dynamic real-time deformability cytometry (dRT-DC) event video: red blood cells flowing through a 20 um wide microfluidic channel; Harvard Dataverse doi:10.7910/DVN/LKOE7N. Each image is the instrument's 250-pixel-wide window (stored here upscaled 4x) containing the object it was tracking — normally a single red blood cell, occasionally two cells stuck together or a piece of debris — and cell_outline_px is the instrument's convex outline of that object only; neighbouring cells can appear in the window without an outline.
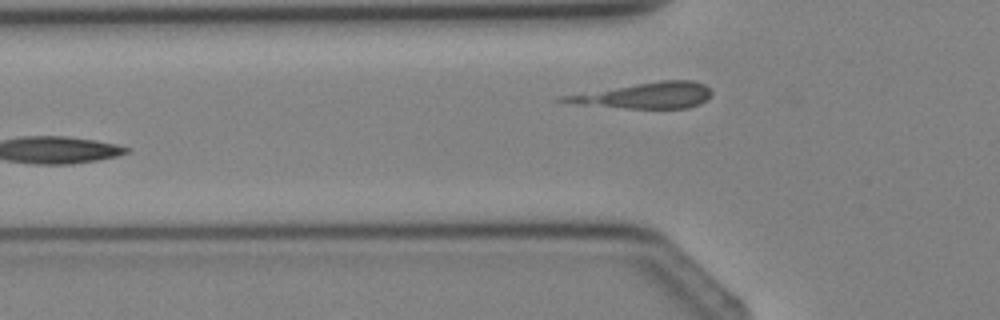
{"species": "Egyptian fruit bat (a non-hibernating species)", "species_latin": "Rousettus aegyptiacus", "temperature_condition": "cold", "stored_images_in_passage": 3, "camera_frame_rate_fps": 3000, "um_per_image_px": 0.085, "animal": {"sex": "female"}, "frame": {"image": 1, "passage_image": 3, "time_ms": 2.333, "image_size_px": [1000, 320], "cell_outline_px": [[712, 92], [700, 104], [688, 108], [624, 108], [576, 104], [556, 100], [556, 96], [660, 80], [692, 80], [704, 84]], "centroid_in_image_um": [54.76, 8.11], "position_along_channel_um": 71.0, "area_um2": 22.31}}